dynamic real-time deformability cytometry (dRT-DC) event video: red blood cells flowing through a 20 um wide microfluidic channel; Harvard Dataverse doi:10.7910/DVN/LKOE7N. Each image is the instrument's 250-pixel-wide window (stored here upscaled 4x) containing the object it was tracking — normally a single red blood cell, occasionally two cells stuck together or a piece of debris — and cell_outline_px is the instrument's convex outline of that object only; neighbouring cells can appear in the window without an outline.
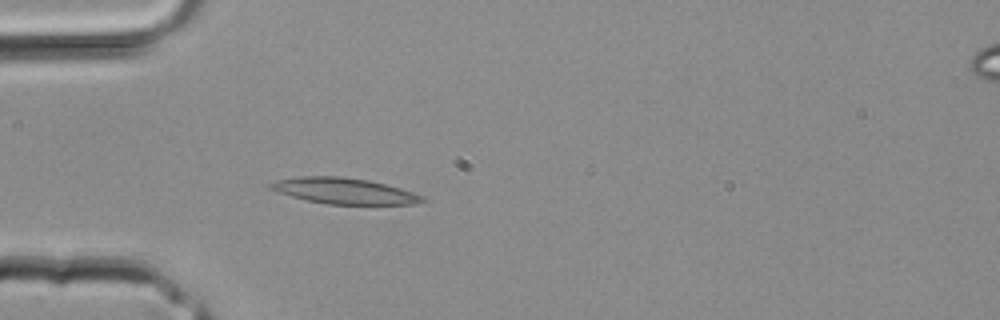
{"species": "common noctule bat (a hibernating species)", "species_latin": "Nyctalus noctula", "temperature_condition": "room temperature", "stored_images_in_passage": 3, "segment_of_instrument_passage": [1, 2], "camera_frame_rate_fps": 3000, "um_per_image_px": 0.085, "animal": {"sex": "male", "body_mass_g": 20.4}, "frame": {"image": 1, "passage_image": 2, "time_ms": 0.333, "image_size_px": [1000, 320], "cell_outline_px": [[428, 200], [416, 204], [328, 204], [308, 200], [292, 196], [268, 188], [264, 184], [276, 180], [300, 176], [340, 176], [368, 180], [384, 184], [412, 192], [424, 196]], "centroid_in_image_um": [29.23, 16.22], "position_along_channel_um": 55.8, "area_um2": 22.83}}